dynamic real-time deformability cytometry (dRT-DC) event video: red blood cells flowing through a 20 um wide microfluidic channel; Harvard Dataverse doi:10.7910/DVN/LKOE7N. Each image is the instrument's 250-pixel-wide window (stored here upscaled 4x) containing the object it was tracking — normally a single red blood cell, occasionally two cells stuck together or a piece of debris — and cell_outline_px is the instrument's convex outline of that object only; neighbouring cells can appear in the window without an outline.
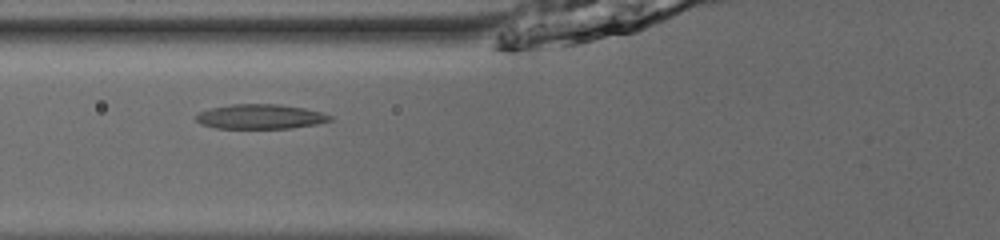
{"species": "common noctule bat (a hibernating species)", "species_latin": "Nyctalus noctula", "temperature_condition": "room temperature", "stored_images_in_passage": 35, "camera_frame_rate_fps": 3000, "um_per_image_px": 0.085, "animal": {"sex": "male", "body_mass_g": 13.0, "forearm_length_mm": 53.1}, "frame": {"image": 1, "passage_image": 6, "time_ms": 1.667, "image_size_px": [1000, 240], "cell_outline_px": [[332, 120], [316, 124], [292, 128], [216, 128], [200, 124], [196, 120], [196, 116], [200, 112], [212, 108], [232, 104], [280, 104], [304, 108], [324, 112], [332, 116]], "centroid_in_image_um": [22.17, 9.91], "position_along_channel_um": 103.6, "area_um2": 19.25}}
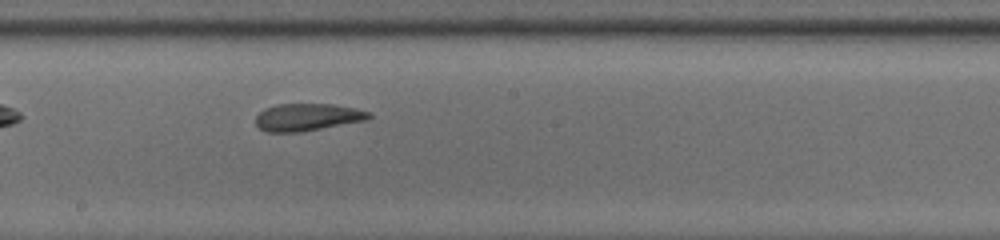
{"frame": {"image": 2, "passage_image": 15, "time_ms": 4.667, "image_size_px": [1000, 240], "cell_outline_px": [[372, 116], [368, 120], [300, 132], [264, 132], [256, 124], [256, 116], [264, 108], [276, 104], [332, 104], [372, 112]], "centroid_in_image_um": [26.12, 9.96], "position_along_channel_um": 222.1, "area_um2": 18.09}}
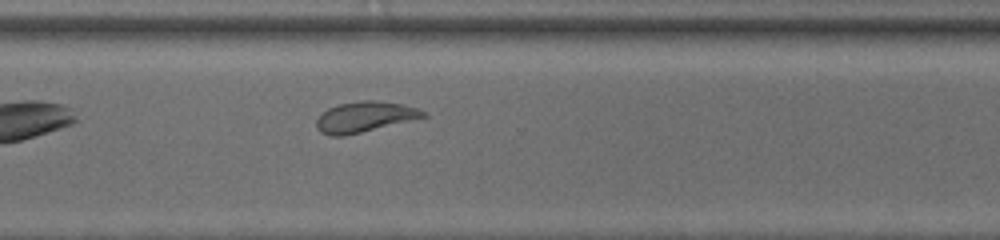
{"frame": {"image": 3, "passage_image": 24, "time_ms": 7.667, "image_size_px": [1000, 240], "cell_outline_px": [[428, 116], [344, 136], [332, 136], [320, 132], [316, 128], [316, 120], [328, 108], [336, 104], [360, 100], [372, 100], [400, 104], [416, 108], [428, 112]], "centroid_in_image_um": [30.97, 9.93], "position_along_channel_um": 339.6, "area_um2": 18.84}, "authors_computed_cell_mechanics": {"area_um2": 18.8428, "velocity_mm_per_s": 3.9382, "shape_relaxation_time_tau1_ms": 8.2792, "shape_relaxation_time_tau2_ms": 2.3053, "deformation_change_tau1": 0.2276, "deformation_change_tau2": 0.0903}}